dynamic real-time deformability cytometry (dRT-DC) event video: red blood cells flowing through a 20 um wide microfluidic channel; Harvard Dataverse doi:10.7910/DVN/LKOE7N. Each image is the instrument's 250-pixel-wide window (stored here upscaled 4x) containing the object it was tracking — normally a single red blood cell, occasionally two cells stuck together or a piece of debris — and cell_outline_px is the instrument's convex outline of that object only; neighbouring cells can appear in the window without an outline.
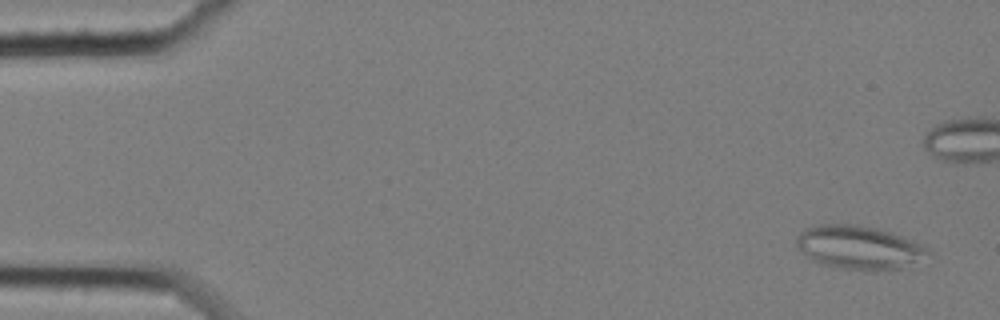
{"species": "common noctule bat (a hibernating species)", "species_latin": "Nyctalus noctula", "temperature_condition": "cold", "stored_images_in_passage": 13, "camera_frame_rate_fps": 3000, "um_per_image_px": 0.085, "animal": {"sex": "female", "body_mass_g": 25.1}, "frame": {"image": 1, "passage_image": 3, "time_ms": 0.667, "image_size_px": [1000, 320], "cell_outline_px": [[932, 252], [900, 268], [840, 268], [820, 264], [812, 260], [796, 248], [796, 236], [804, 228], [820, 224], [856, 224], [876, 228], [892, 232], [924, 244]], "centroid_in_image_um": [72.94, 20.98], "position_along_channel_um": 12.1, "area_um2": 32.83}}